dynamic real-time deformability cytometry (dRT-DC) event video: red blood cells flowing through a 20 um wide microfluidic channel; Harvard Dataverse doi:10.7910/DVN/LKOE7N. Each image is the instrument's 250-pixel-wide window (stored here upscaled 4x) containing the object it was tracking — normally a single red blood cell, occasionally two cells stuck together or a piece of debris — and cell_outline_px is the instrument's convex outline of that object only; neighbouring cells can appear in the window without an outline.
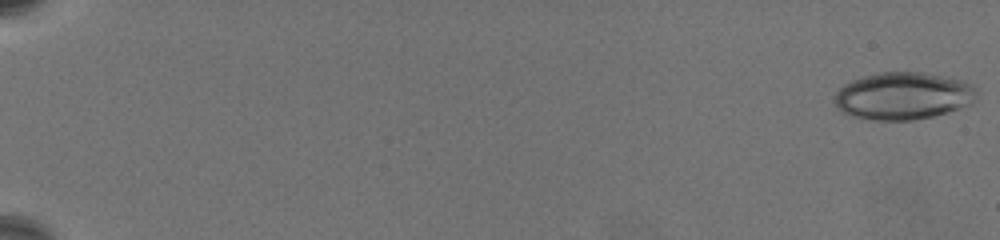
{"species": "common noctule bat (a hibernating species)", "species_latin": "Nyctalus noctula", "temperature_condition": "warm", "stored_images_in_passage": 66, "segment_of_instrument_passage": [1, 2], "camera_frame_rate_fps": 3000, "um_per_image_px": 0.085, "animal": {"sex": "female", "body_mass_g": 19.5, "forearm_length_mm": 54.1}, "frame": {"image": 1, "passage_image": 1, "time_ms": 0.0, "image_size_px": [1000, 240], "cell_outline_px": [[976, 100], [972, 104], [948, 112], [932, 116], [912, 120], [872, 120], [852, 116], [836, 108], [832, 96], [844, 84], [860, 76], [880, 72], [924, 72], [964, 80], [972, 84], [976, 88]], "centroid_in_image_um": [76.76, 8.14], "position_along_channel_um": 8.2, "area_um2": 39.71}}
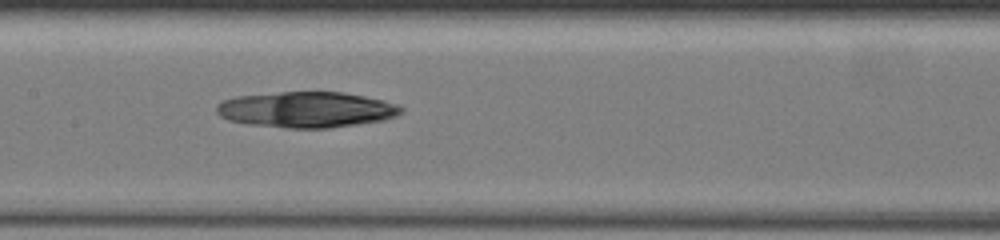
{"frame": {"image": 2, "passage_image": 37, "time_ms": 12.0, "image_size_px": [1000, 240], "cell_outline_px": [[404, 112], [396, 116], [384, 120], [328, 128], [284, 128], [248, 124], [228, 120], [220, 116], [216, 112], [216, 104], [224, 100], [236, 96], [280, 92], [344, 92], [384, 100], [396, 104], [404, 108]], "centroid_in_image_um": [26.05, 9.32], "position_along_channel_um": 181.4, "area_um2": 38.67}}
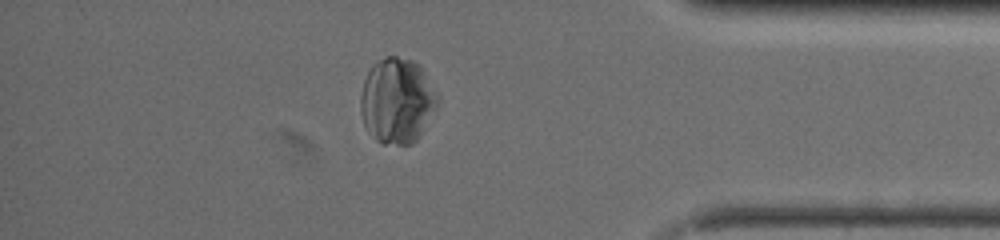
{"frame": {"image": 3, "passage_image": 59, "time_ms": 19.333, "image_size_px": [1000, 240], "cell_outline_px": [[440, 100], [420, 136], [412, 144], [380, 144], [368, 132], [364, 124], [360, 112], [360, 96], [364, 80], [372, 64], [388, 56], [396, 56], [412, 60], [420, 64], [440, 96]], "centroid_in_image_um": [33.76, 8.56], "position_along_channel_um": 401.4, "area_um2": 38.78}}